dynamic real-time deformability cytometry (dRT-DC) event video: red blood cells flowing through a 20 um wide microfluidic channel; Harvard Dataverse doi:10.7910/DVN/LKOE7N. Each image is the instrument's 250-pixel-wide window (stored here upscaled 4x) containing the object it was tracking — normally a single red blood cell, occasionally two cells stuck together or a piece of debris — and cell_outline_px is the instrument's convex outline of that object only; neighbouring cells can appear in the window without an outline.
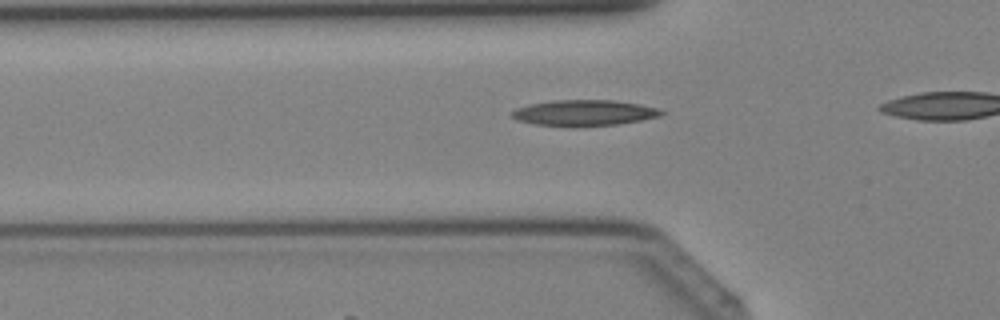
{"species": "Egyptian fruit bat (a non-hibernating species)", "species_latin": "Rousettus aegyptiacus", "temperature_condition": "cold", "stored_images_in_passage": 29, "camera_frame_rate_fps": 3000, "um_per_image_px": 0.085, "animal": {"sex": "female"}, "frame": {"image": 1, "passage_image": 11, "time_ms": 3.333, "image_size_px": [1000, 320], "cell_outline_px": [[664, 112], [660, 116], [640, 120], [616, 124], [576, 128], [572, 128], [532, 124], [516, 120], [508, 116], [516, 108], [528, 104], [552, 100], [616, 100], [640, 104], [656, 108]], "centroid_in_image_um": [49.56, 9.61], "position_along_channel_um": 76.2, "area_um2": 23.06}}
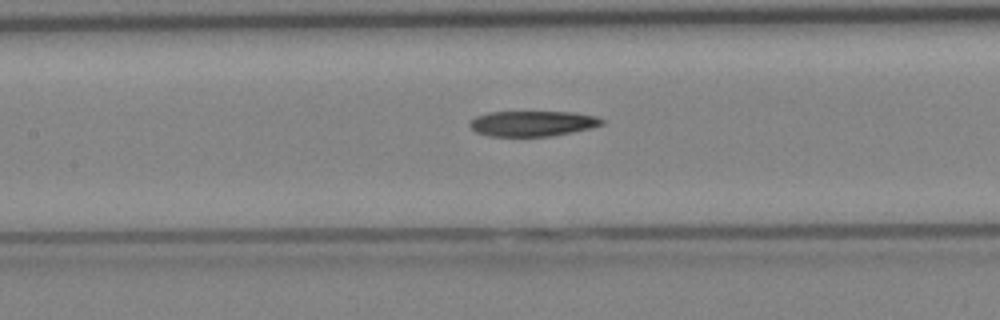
{"frame": {"image": 2, "passage_image": 16, "time_ms": 5.0, "image_size_px": [1000, 320], "cell_outline_px": [[604, 124], [592, 128], [552, 136], [488, 136], [476, 132], [468, 124], [468, 120], [476, 116], [488, 112], [576, 112], [596, 116], [604, 120]], "centroid_in_image_um": [45.26, 10.49], "position_along_channel_um": 162.1, "area_um2": 19.77}}
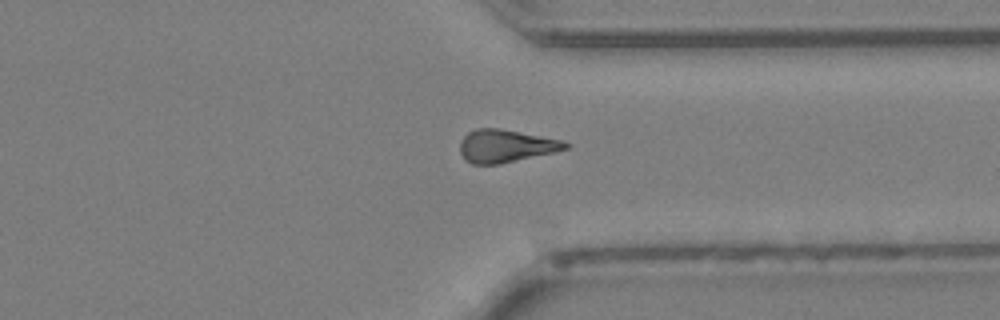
{"frame": {"image": 3, "passage_image": 28, "time_ms": 9.0, "image_size_px": [1000, 320], "cell_outline_px": [[572, 144], [568, 148], [552, 152], [500, 164], [472, 164], [464, 160], [460, 152], [460, 140], [468, 132], [476, 128], [500, 128], [560, 140]], "centroid_in_image_um": [42.93, 12.41], "position_along_channel_um": 368.5, "area_um2": 20.0}}